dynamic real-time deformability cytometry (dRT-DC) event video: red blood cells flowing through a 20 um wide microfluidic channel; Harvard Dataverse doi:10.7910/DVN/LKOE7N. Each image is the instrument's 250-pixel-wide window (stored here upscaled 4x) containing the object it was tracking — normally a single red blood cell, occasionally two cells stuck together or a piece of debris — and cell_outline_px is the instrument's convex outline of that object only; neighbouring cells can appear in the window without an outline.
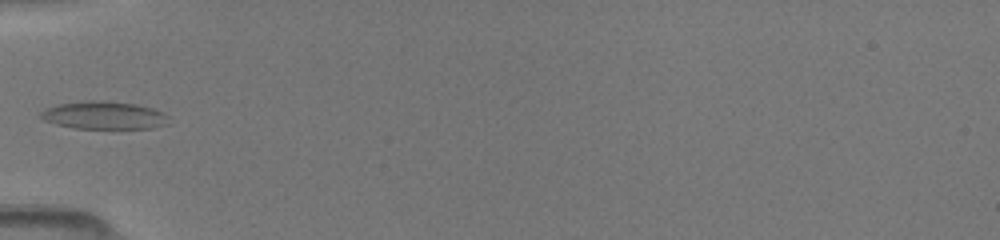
{"species": "common noctule bat (a hibernating species)", "species_latin": "Nyctalus noctula", "temperature_condition": "room temperature", "stored_images_in_passage": 7, "camera_frame_rate_fps": 3000, "um_per_image_px": 0.085, "animal": {"sex": "female", "body_mass_g": 19.5, "forearm_length_mm": 54.1}, "frame": {"image": 1, "passage_image": 3, "time_ms": 1.667, "image_size_px": [1000, 240], "cell_outline_px": [[168, 124], [152, 128], [72, 128], [56, 124], [44, 120], [40, 116], [40, 112], [44, 108], [56, 104], [88, 100], [104, 100], [132, 104], [152, 108], [168, 116]], "centroid_in_image_um": [8.78, 9.79], "position_along_channel_um": 76.2, "area_um2": 20.69}}
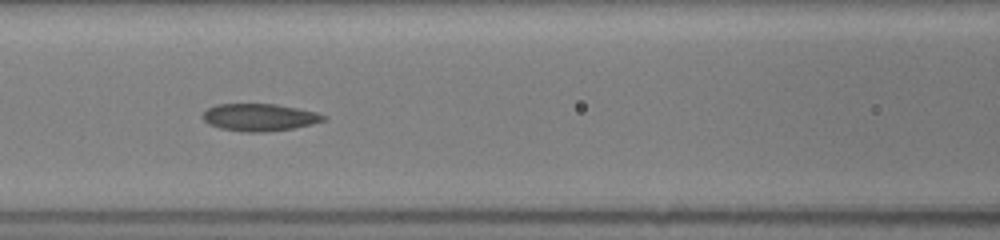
{"frame": {"image": 2, "passage_image": 5, "time_ms": 3.333, "image_size_px": [1000, 240], "cell_outline_px": [[328, 116], [324, 120], [292, 128], [264, 132], [244, 132], [220, 128], [208, 124], [204, 120], [204, 112], [208, 108], [216, 104], [276, 104], [316, 112]], "centroid_in_image_um": [22.03, 9.97], "position_along_channel_um": 144.6, "area_um2": 18.96}}
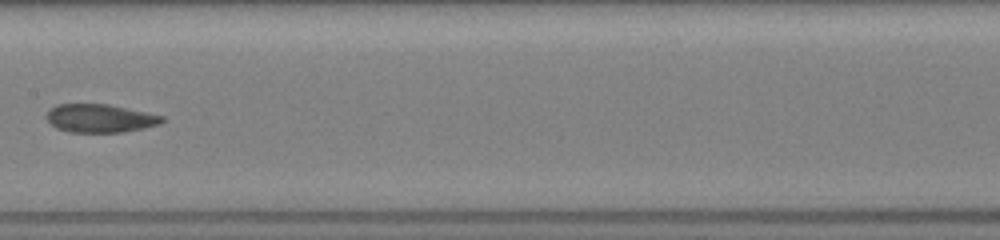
{"frame": {"image": 3, "passage_image": 7, "time_ms": 4.667, "image_size_px": [1000, 240], "cell_outline_px": [[164, 120], [160, 124], [144, 128], [120, 132], [68, 132], [56, 128], [48, 120], [48, 112], [56, 104], [108, 104], [164, 116]], "centroid_in_image_um": [8.52, 10.06], "position_along_channel_um": 198.9, "area_um2": 18.84}}